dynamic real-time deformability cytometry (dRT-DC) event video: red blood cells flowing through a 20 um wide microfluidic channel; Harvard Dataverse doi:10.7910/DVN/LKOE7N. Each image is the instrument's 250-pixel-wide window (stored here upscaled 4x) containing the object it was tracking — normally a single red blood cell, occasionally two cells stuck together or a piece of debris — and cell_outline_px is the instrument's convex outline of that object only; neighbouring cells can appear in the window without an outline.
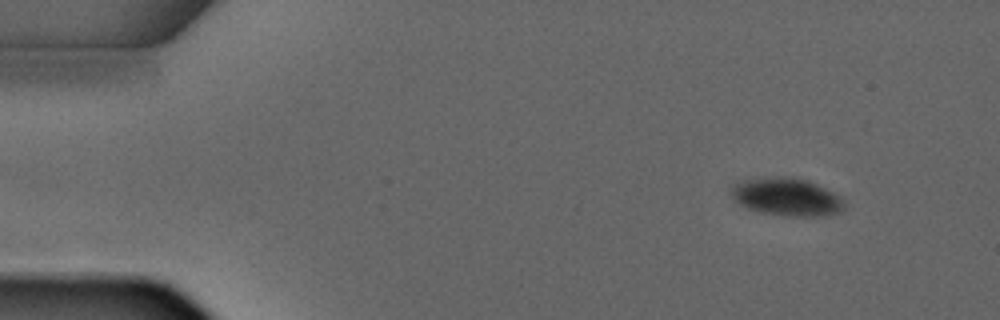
{"species": "common noctule bat (a hibernating species)", "species_latin": "Nyctalus noctula", "temperature_condition": "warm", "stored_images_in_passage": 4, "camera_frame_rate_fps": 3000, "um_per_image_px": 0.085, "animal": {"sex": "male", "forearm_length_mm": 52.5}, "frame": {"image": 1, "passage_image": 1, "time_ms": 0.0, "image_size_px": [1000, 320], "cell_outline_px": [[844, 208], [840, 212], [824, 216], [792, 216], [760, 212], [748, 208], [740, 204], [728, 192], [728, 188], [736, 180], [776, 176], [796, 176], [808, 180], [840, 196], [844, 200]], "centroid_in_image_um": [66.82, 16.7], "position_along_channel_um": 18.2, "area_um2": 25.37}}
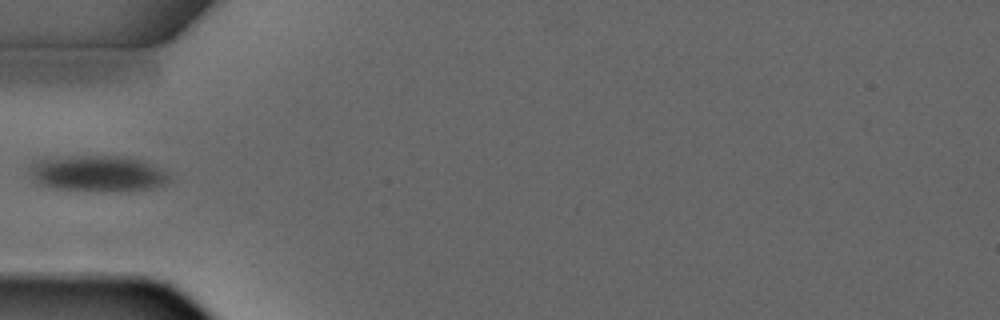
{"frame": {"image": 2, "passage_image": 4, "time_ms": 3.333, "image_size_px": [1000, 320], "cell_outline_px": [[168, 180], [164, 184], [148, 188], [60, 188], [44, 184], [32, 172], [32, 168], [40, 160], [88, 156], [120, 156], [144, 160], [168, 172]], "centroid_in_image_um": [8.46, 14.69], "position_along_channel_um": 76.5, "area_um2": 26.7}}